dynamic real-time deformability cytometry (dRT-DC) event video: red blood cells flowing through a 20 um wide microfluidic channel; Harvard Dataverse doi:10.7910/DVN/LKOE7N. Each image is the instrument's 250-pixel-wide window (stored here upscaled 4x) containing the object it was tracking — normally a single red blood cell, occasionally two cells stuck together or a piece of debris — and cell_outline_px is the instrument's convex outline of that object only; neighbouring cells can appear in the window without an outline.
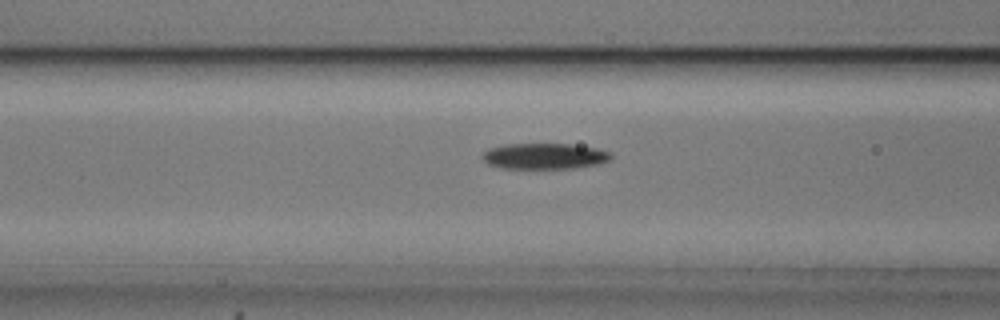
{"species": "common noctule bat (a hibernating species)", "species_latin": "Nyctalus noctula", "temperature_condition": "cold", "stored_images_in_passage": 41, "camera_frame_rate_fps": 3000, "um_per_image_px": 0.085, "animal": {"sex": "male", "body_mass_g": 20.5, "forearm_length_mm": 52.5}, "frame": {"image": 1, "passage_image": 8, "time_ms": 2.333, "image_size_px": [1000, 320], "cell_outline_px": [[612, 160], [600, 164], [576, 168], [500, 168], [488, 164], [480, 156], [488, 148], [504, 144], [568, 144], [596, 148], [612, 152]], "centroid_in_image_um": [46.3, 13.27], "position_along_channel_um": 120.3, "area_um2": 19.59}}
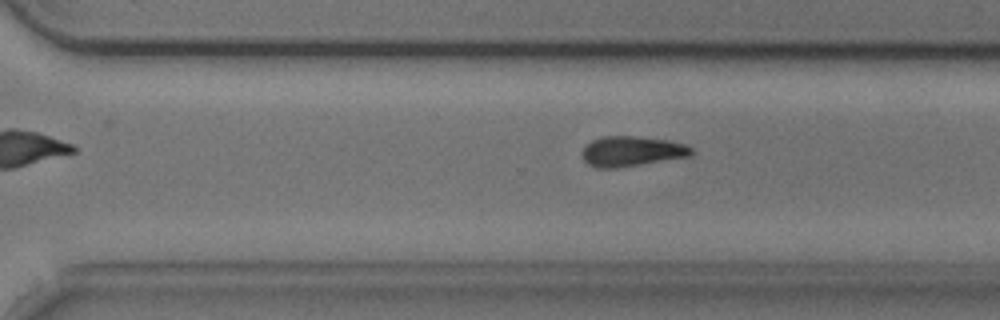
{"frame": {"image": 2, "passage_image": 24, "time_ms": 7.667, "image_size_px": [1000, 320], "cell_outline_px": [[692, 152], [688, 156], [616, 168], [596, 168], [588, 164], [584, 160], [580, 152], [592, 140], [604, 136], [636, 136], [668, 140], [684, 144], [692, 148]], "centroid_in_image_um": [53.64, 12.85], "position_along_channel_um": 317.0, "area_um2": 18.96}}
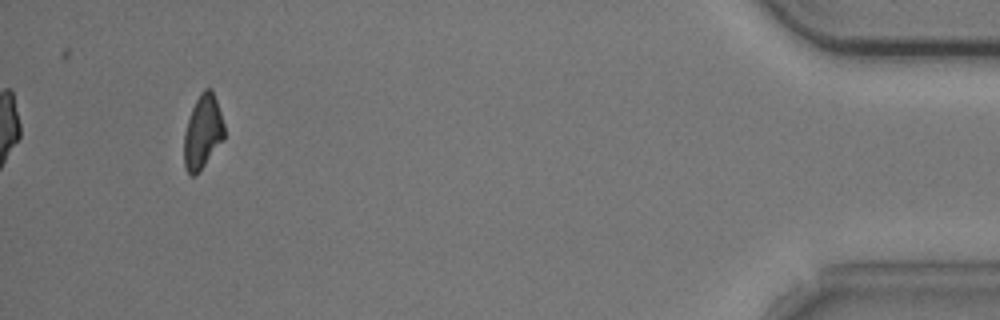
{"frame": {"image": 3, "passage_image": 38, "time_ms": 12.333, "image_size_px": [1000, 320], "cell_outline_px": [[224, 140], [204, 164], [192, 176], [184, 168], [184, 132], [192, 108], [200, 92], [204, 88], [212, 88], [224, 124]], "centroid_in_image_um": [17.23, 11.17], "position_along_channel_um": 418.0, "area_um2": 17.05}, "authors_computed_cell_mechanics": {"area_um2": 19.1318, "velocity_mm_per_s": 3.6913, "shape_relaxation_time_tau1_ms": 4.0678, "shape_relaxation_time_tau2_ms": null, "deformation_change_tau1": 0.1396, "deformation_change_tau2": null}}